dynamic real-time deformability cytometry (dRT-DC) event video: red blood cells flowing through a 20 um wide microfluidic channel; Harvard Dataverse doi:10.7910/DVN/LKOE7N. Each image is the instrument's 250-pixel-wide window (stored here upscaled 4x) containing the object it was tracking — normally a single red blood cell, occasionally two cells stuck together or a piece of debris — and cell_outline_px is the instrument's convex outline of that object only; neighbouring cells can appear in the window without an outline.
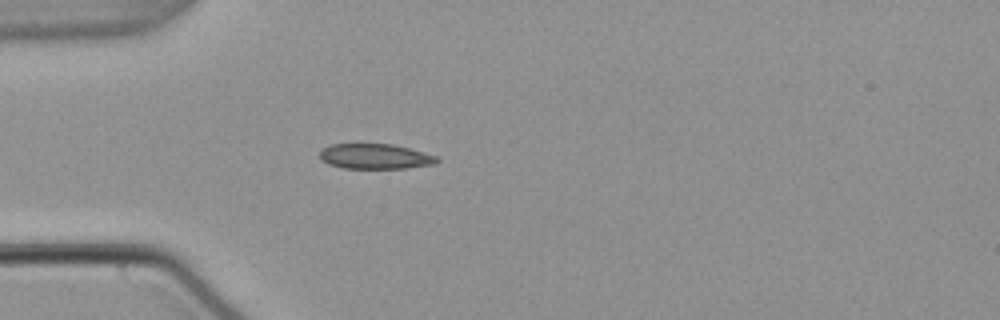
{"species": "common noctule bat (a hibernating species)", "species_latin": "Nyctalus noctula", "temperature_condition": "warm", "stored_images_in_passage": 39, "camera_frame_rate_fps": 3000, "um_per_image_px": 0.085, "animal": {"sex": "male", "body_mass_g": 21.5, "forearm_length_mm": 52.0}, "frame": {"image": 1, "passage_image": 1, "time_ms": 0.0, "image_size_px": [1000, 320], "cell_outline_px": [[440, 160], [436, 164], [404, 168], [344, 168], [328, 164], [320, 160], [320, 152], [324, 148], [332, 144], [392, 144], [424, 152], [436, 156]], "centroid_in_image_um": [31.89, 13.3], "position_along_channel_um": 53.1, "area_um2": 17.11}}
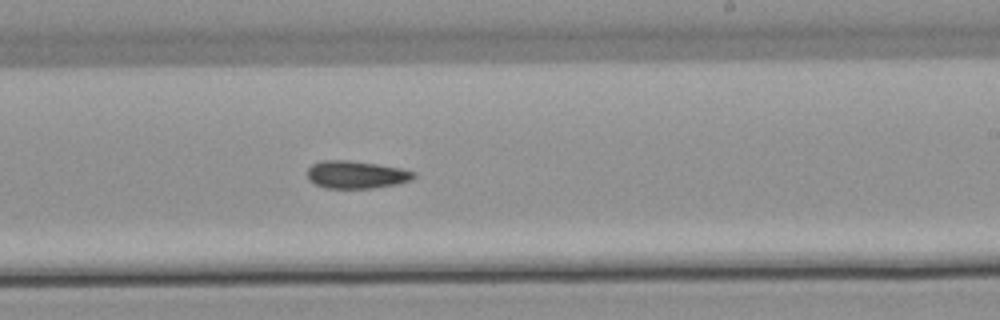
{"frame": {"image": 2, "passage_image": 18, "time_ms": 5.667, "image_size_px": [1000, 320], "cell_outline_px": [[416, 176], [412, 180], [396, 184], [372, 188], [324, 188], [308, 180], [308, 168], [312, 164], [324, 160], [348, 160], [376, 164], [400, 168], [416, 172]], "centroid_in_image_um": [30.28, 14.85], "position_along_channel_um": 258.7, "area_um2": 17.11}}
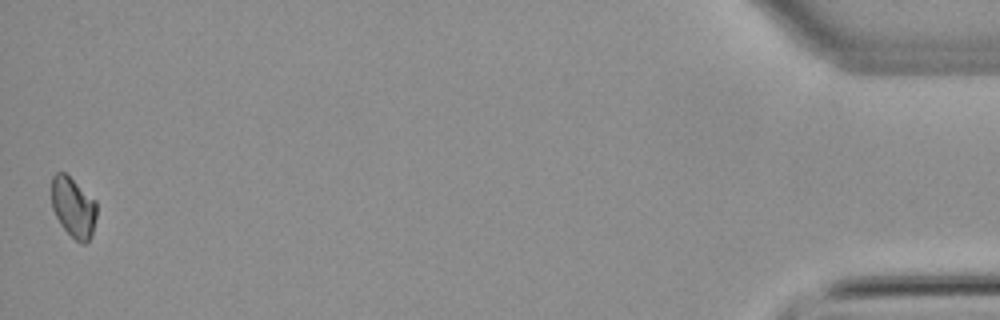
{"frame": {"image": 3, "passage_image": 39, "time_ms": 12.667, "image_size_px": [1000, 320], "cell_outline_px": [[96, 216], [92, 236], [84, 244], [80, 244], [60, 224], [52, 208], [52, 176], [56, 172], [64, 172], [96, 200]], "centroid_in_image_um": [6.24, 17.62], "position_along_channel_um": 429.0, "area_um2": 15.78}}